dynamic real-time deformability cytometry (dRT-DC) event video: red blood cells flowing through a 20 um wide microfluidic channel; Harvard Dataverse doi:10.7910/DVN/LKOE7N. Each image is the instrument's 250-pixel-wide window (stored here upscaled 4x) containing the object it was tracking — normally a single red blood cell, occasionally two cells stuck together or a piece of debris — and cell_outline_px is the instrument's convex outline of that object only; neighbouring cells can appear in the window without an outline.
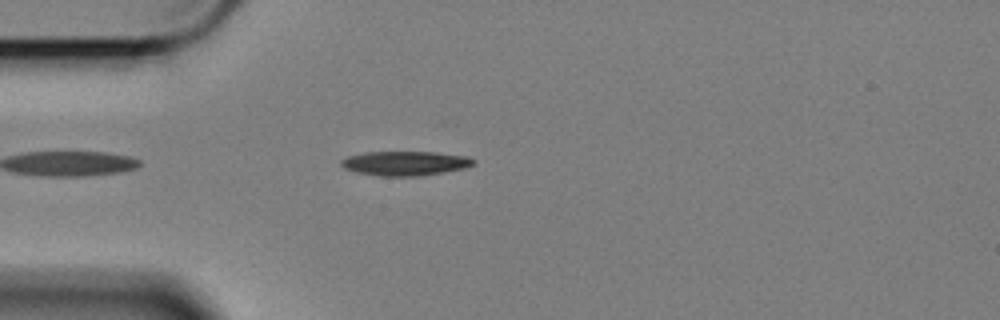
{"species": "Egyptian fruit bat (a non-hibernating species)", "species_latin": "Rousettus aegyptiacus", "temperature_condition": "cold", "stored_images_in_passage": 18, "camera_frame_rate_fps": 3000, "um_per_image_px": 0.085, "animal": {"sex": "female"}, "frame": {"image": 1, "passage_image": 3, "time_ms": 0.667, "image_size_px": [1000, 320], "cell_outline_px": [[476, 164], [464, 168], [420, 176], [380, 176], [356, 172], [344, 168], [340, 164], [340, 160], [348, 156], [364, 152], [436, 152], [468, 156], [476, 160]], "centroid_in_image_um": [34.45, 13.87], "position_along_channel_um": 50.6, "area_um2": 18.9}}
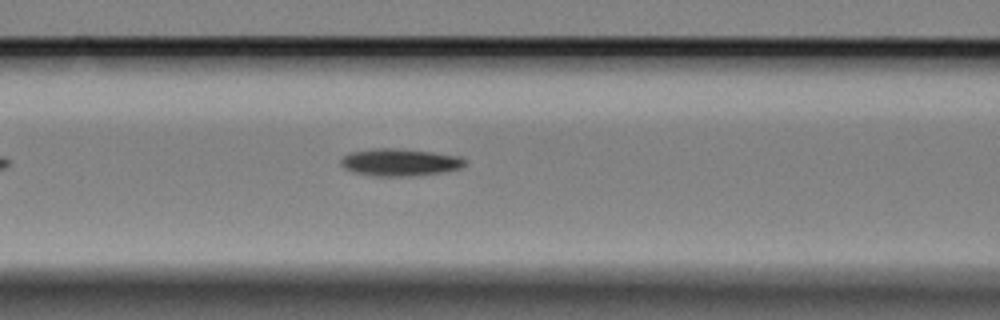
{"frame": {"image": 2, "passage_image": 11, "time_ms": 3.333, "image_size_px": [1000, 320], "cell_outline_px": [[468, 160], [460, 168], [444, 172], [416, 176], [376, 176], [352, 172], [344, 168], [340, 164], [340, 160], [348, 152], [372, 148], [396, 148], [432, 152], [460, 156]], "centroid_in_image_um": [33.97, 13.79], "position_along_channel_um": 132.6, "area_um2": 20.0}}
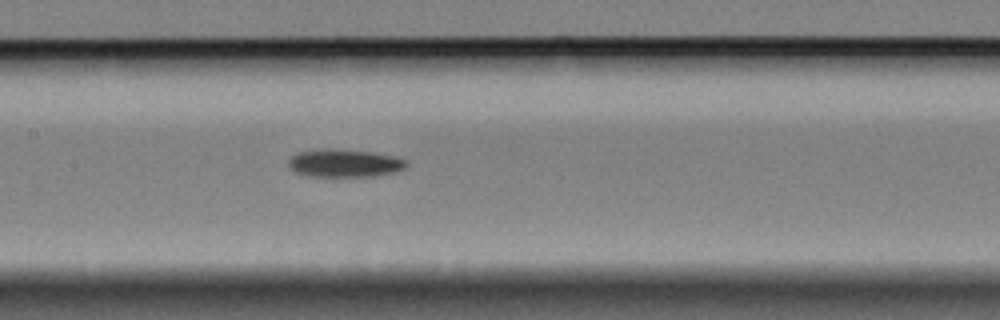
{"frame": {"image": 3, "passage_image": 15, "time_ms": 4.667, "image_size_px": [1000, 320], "cell_outline_px": [[408, 164], [404, 168], [396, 172], [372, 176], [312, 176], [296, 172], [288, 164], [288, 160], [296, 152], [320, 148], [336, 148], [372, 152], [396, 156], [408, 160]], "centroid_in_image_um": [29.3, 13.84], "position_along_channel_um": 178.1, "area_um2": 19.36}}